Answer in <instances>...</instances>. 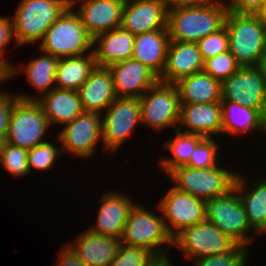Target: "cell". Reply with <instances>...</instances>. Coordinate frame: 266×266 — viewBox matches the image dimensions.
Listing matches in <instances>:
<instances>
[{"mask_svg":"<svg viewBox=\"0 0 266 266\" xmlns=\"http://www.w3.org/2000/svg\"><path fill=\"white\" fill-rule=\"evenodd\" d=\"M227 13V3L219 0L168 7L167 30L170 40L198 42L222 29Z\"/></svg>","mask_w":266,"mask_h":266,"instance_id":"6da1fadb","label":"cell"},{"mask_svg":"<svg viewBox=\"0 0 266 266\" xmlns=\"http://www.w3.org/2000/svg\"><path fill=\"white\" fill-rule=\"evenodd\" d=\"M225 27L229 51L241 67L262 66L266 56V30L254 14L228 11Z\"/></svg>","mask_w":266,"mask_h":266,"instance_id":"7a4b0ae2","label":"cell"},{"mask_svg":"<svg viewBox=\"0 0 266 266\" xmlns=\"http://www.w3.org/2000/svg\"><path fill=\"white\" fill-rule=\"evenodd\" d=\"M245 183V179L238 174L235 186L229 193L207 201L206 220L214 224L237 245L248 247L247 245L254 238L248 235L252 228L240 199L246 187Z\"/></svg>","mask_w":266,"mask_h":266,"instance_id":"3957f363","label":"cell"},{"mask_svg":"<svg viewBox=\"0 0 266 266\" xmlns=\"http://www.w3.org/2000/svg\"><path fill=\"white\" fill-rule=\"evenodd\" d=\"M77 1L70 0V6L45 32L39 44L41 51L64 58L83 55L93 48V38L73 9Z\"/></svg>","mask_w":266,"mask_h":266,"instance_id":"277c9868","label":"cell"},{"mask_svg":"<svg viewBox=\"0 0 266 266\" xmlns=\"http://www.w3.org/2000/svg\"><path fill=\"white\" fill-rule=\"evenodd\" d=\"M69 6L70 0H21L12 18L16 45L41 41Z\"/></svg>","mask_w":266,"mask_h":266,"instance_id":"5b68a950","label":"cell"},{"mask_svg":"<svg viewBox=\"0 0 266 266\" xmlns=\"http://www.w3.org/2000/svg\"><path fill=\"white\" fill-rule=\"evenodd\" d=\"M168 176L178 191L189 193L207 202L229 193L235 186L238 173L220 168L218 165L205 169L180 166L172 170Z\"/></svg>","mask_w":266,"mask_h":266,"instance_id":"8992f818","label":"cell"},{"mask_svg":"<svg viewBox=\"0 0 266 266\" xmlns=\"http://www.w3.org/2000/svg\"><path fill=\"white\" fill-rule=\"evenodd\" d=\"M161 215H154L150 210L136 203L130 210L121 242L144 248L152 254L164 252L159 247L162 244H168L165 248L168 251V248L173 246V237L167 231L163 214Z\"/></svg>","mask_w":266,"mask_h":266,"instance_id":"52a82bcc","label":"cell"},{"mask_svg":"<svg viewBox=\"0 0 266 266\" xmlns=\"http://www.w3.org/2000/svg\"><path fill=\"white\" fill-rule=\"evenodd\" d=\"M50 123L41 105L36 100L18 99L9 119L7 143L30 150L44 143Z\"/></svg>","mask_w":266,"mask_h":266,"instance_id":"ba28073f","label":"cell"},{"mask_svg":"<svg viewBox=\"0 0 266 266\" xmlns=\"http://www.w3.org/2000/svg\"><path fill=\"white\" fill-rule=\"evenodd\" d=\"M139 101L141 124L146 123L157 131L168 126L177 129L181 104L175 84L158 81L139 98Z\"/></svg>","mask_w":266,"mask_h":266,"instance_id":"9c48e42d","label":"cell"},{"mask_svg":"<svg viewBox=\"0 0 266 266\" xmlns=\"http://www.w3.org/2000/svg\"><path fill=\"white\" fill-rule=\"evenodd\" d=\"M221 100L259 110L266 117V73L263 66L241 67L221 83Z\"/></svg>","mask_w":266,"mask_h":266,"instance_id":"30bf717a","label":"cell"},{"mask_svg":"<svg viewBox=\"0 0 266 266\" xmlns=\"http://www.w3.org/2000/svg\"><path fill=\"white\" fill-rule=\"evenodd\" d=\"M235 245L232 239L208 220L184 228L173 238V246L179 247L185 257H195V260L229 252Z\"/></svg>","mask_w":266,"mask_h":266,"instance_id":"8fae6325","label":"cell"},{"mask_svg":"<svg viewBox=\"0 0 266 266\" xmlns=\"http://www.w3.org/2000/svg\"><path fill=\"white\" fill-rule=\"evenodd\" d=\"M102 115V142L105 150L116 151L141 123L139 98H116Z\"/></svg>","mask_w":266,"mask_h":266,"instance_id":"7c38bea8","label":"cell"},{"mask_svg":"<svg viewBox=\"0 0 266 266\" xmlns=\"http://www.w3.org/2000/svg\"><path fill=\"white\" fill-rule=\"evenodd\" d=\"M167 231L174 238L184 228L206 220V201L170 188L158 205ZM168 221V222H167Z\"/></svg>","mask_w":266,"mask_h":266,"instance_id":"4fadbf2b","label":"cell"},{"mask_svg":"<svg viewBox=\"0 0 266 266\" xmlns=\"http://www.w3.org/2000/svg\"><path fill=\"white\" fill-rule=\"evenodd\" d=\"M102 114L83 111L60 132L62 151L89 158L94 154L98 140L102 141Z\"/></svg>","mask_w":266,"mask_h":266,"instance_id":"5bb4252c","label":"cell"},{"mask_svg":"<svg viewBox=\"0 0 266 266\" xmlns=\"http://www.w3.org/2000/svg\"><path fill=\"white\" fill-rule=\"evenodd\" d=\"M166 0H126L121 27L133 35L167 29Z\"/></svg>","mask_w":266,"mask_h":266,"instance_id":"9a60e30c","label":"cell"},{"mask_svg":"<svg viewBox=\"0 0 266 266\" xmlns=\"http://www.w3.org/2000/svg\"><path fill=\"white\" fill-rule=\"evenodd\" d=\"M107 68L111 72L117 98H140L159 81L151 69L132 58L113 63Z\"/></svg>","mask_w":266,"mask_h":266,"instance_id":"2e32d148","label":"cell"},{"mask_svg":"<svg viewBox=\"0 0 266 266\" xmlns=\"http://www.w3.org/2000/svg\"><path fill=\"white\" fill-rule=\"evenodd\" d=\"M126 0H85L78 10L87 33L94 39L97 35L121 27L122 12Z\"/></svg>","mask_w":266,"mask_h":266,"instance_id":"e0dca14e","label":"cell"},{"mask_svg":"<svg viewBox=\"0 0 266 266\" xmlns=\"http://www.w3.org/2000/svg\"><path fill=\"white\" fill-rule=\"evenodd\" d=\"M103 195L95 227L88 229L102 236L121 239L130 210L135 204L129 196L117 191Z\"/></svg>","mask_w":266,"mask_h":266,"instance_id":"ac0fdd59","label":"cell"},{"mask_svg":"<svg viewBox=\"0 0 266 266\" xmlns=\"http://www.w3.org/2000/svg\"><path fill=\"white\" fill-rule=\"evenodd\" d=\"M203 68L204 61L197 42L171 40L159 81L174 84L181 78L203 71Z\"/></svg>","mask_w":266,"mask_h":266,"instance_id":"d6986e66","label":"cell"},{"mask_svg":"<svg viewBox=\"0 0 266 266\" xmlns=\"http://www.w3.org/2000/svg\"><path fill=\"white\" fill-rule=\"evenodd\" d=\"M21 100H36L42 107L49 123L65 125L83 112L78 91L53 87L41 97L17 95Z\"/></svg>","mask_w":266,"mask_h":266,"instance_id":"ffe728a7","label":"cell"},{"mask_svg":"<svg viewBox=\"0 0 266 266\" xmlns=\"http://www.w3.org/2000/svg\"><path fill=\"white\" fill-rule=\"evenodd\" d=\"M179 127L186 126L184 132L195 133L204 137L222 134V107L220 102L206 104H181Z\"/></svg>","mask_w":266,"mask_h":266,"instance_id":"44dd1931","label":"cell"},{"mask_svg":"<svg viewBox=\"0 0 266 266\" xmlns=\"http://www.w3.org/2000/svg\"><path fill=\"white\" fill-rule=\"evenodd\" d=\"M71 249L86 266H109L118 253L121 239L102 236L89 229L77 235Z\"/></svg>","mask_w":266,"mask_h":266,"instance_id":"7402d4cb","label":"cell"},{"mask_svg":"<svg viewBox=\"0 0 266 266\" xmlns=\"http://www.w3.org/2000/svg\"><path fill=\"white\" fill-rule=\"evenodd\" d=\"M78 93L83 111L101 114L117 98L110 70L96 66Z\"/></svg>","mask_w":266,"mask_h":266,"instance_id":"603a6c76","label":"cell"},{"mask_svg":"<svg viewBox=\"0 0 266 266\" xmlns=\"http://www.w3.org/2000/svg\"><path fill=\"white\" fill-rule=\"evenodd\" d=\"M170 41L167 29L135 35L132 59L140 61L160 77L165 68Z\"/></svg>","mask_w":266,"mask_h":266,"instance_id":"cb8c5ba5","label":"cell"},{"mask_svg":"<svg viewBox=\"0 0 266 266\" xmlns=\"http://www.w3.org/2000/svg\"><path fill=\"white\" fill-rule=\"evenodd\" d=\"M135 35L118 27L108 32L101 33L93 39V45L99 43L92 51L95 55L97 66L109 65L132 58Z\"/></svg>","mask_w":266,"mask_h":266,"instance_id":"d4e9b609","label":"cell"},{"mask_svg":"<svg viewBox=\"0 0 266 266\" xmlns=\"http://www.w3.org/2000/svg\"><path fill=\"white\" fill-rule=\"evenodd\" d=\"M177 87L180 104H206L221 101V82L204 71L179 79Z\"/></svg>","mask_w":266,"mask_h":266,"instance_id":"484cf974","label":"cell"},{"mask_svg":"<svg viewBox=\"0 0 266 266\" xmlns=\"http://www.w3.org/2000/svg\"><path fill=\"white\" fill-rule=\"evenodd\" d=\"M220 103L223 134H244L250 130L266 131V117L259 110L229 100H221Z\"/></svg>","mask_w":266,"mask_h":266,"instance_id":"4316f807","label":"cell"},{"mask_svg":"<svg viewBox=\"0 0 266 266\" xmlns=\"http://www.w3.org/2000/svg\"><path fill=\"white\" fill-rule=\"evenodd\" d=\"M60 58L55 73V87L78 91L97 66L93 51L88 54Z\"/></svg>","mask_w":266,"mask_h":266,"instance_id":"83f0119b","label":"cell"},{"mask_svg":"<svg viewBox=\"0 0 266 266\" xmlns=\"http://www.w3.org/2000/svg\"><path fill=\"white\" fill-rule=\"evenodd\" d=\"M175 132L176 137L174 140L166 141L163 144L164 148H169L168 150L173 155V157L161 159L160 161V166L166 174H169L177 167L185 166L189 162L197 144L204 138L202 135L182 132L179 129H175Z\"/></svg>","mask_w":266,"mask_h":266,"instance_id":"f1b7e54d","label":"cell"},{"mask_svg":"<svg viewBox=\"0 0 266 266\" xmlns=\"http://www.w3.org/2000/svg\"><path fill=\"white\" fill-rule=\"evenodd\" d=\"M40 52L42 55L30 60L24 71L28 81L42 96L53 89L51 86L55 83V73L60 58L43 51Z\"/></svg>","mask_w":266,"mask_h":266,"instance_id":"f546056e","label":"cell"},{"mask_svg":"<svg viewBox=\"0 0 266 266\" xmlns=\"http://www.w3.org/2000/svg\"><path fill=\"white\" fill-rule=\"evenodd\" d=\"M266 179V178H265ZM259 180L250 189V193H242L241 202L247 216L248 223L258 232L266 221V180Z\"/></svg>","mask_w":266,"mask_h":266,"instance_id":"4dcf8cb0","label":"cell"},{"mask_svg":"<svg viewBox=\"0 0 266 266\" xmlns=\"http://www.w3.org/2000/svg\"><path fill=\"white\" fill-rule=\"evenodd\" d=\"M0 164L16 177L30 174L28 150L7 142H4L0 148Z\"/></svg>","mask_w":266,"mask_h":266,"instance_id":"1f68e13d","label":"cell"},{"mask_svg":"<svg viewBox=\"0 0 266 266\" xmlns=\"http://www.w3.org/2000/svg\"><path fill=\"white\" fill-rule=\"evenodd\" d=\"M240 68L236 58L226 51L205 60L203 71L222 83Z\"/></svg>","mask_w":266,"mask_h":266,"instance_id":"d6a6232c","label":"cell"},{"mask_svg":"<svg viewBox=\"0 0 266 266\" xmlns=\"http://www.w3.org/2000/svg\"><path fill=\"white\" fill-rule=\"evenodd\" d=\"M61 150V148L59 150L49 141L28 150V166L30 172L32 171L31 168H35L38 171H48L52 168Z\"/></svg>","mask_w":266,"mask_h":266,"instance_id":"836d02e7","label":"cell"},{"mask_svg":"<svg viewBox=\"0 0 266 266\" xmlns=\"http://www.w3.org/2000/svg\"><path fill=\"white\" fill-rule=\"evenodd\" d=\"M216 141L212 137H204L193 150L189 162L185 166L192 168L205 169L217 166V147Z\"/></svg>","mask_w":266,"mask_h":266,"instance_id":"e575fe53","label":"cell"},{"mask_svg":"<svg viewBox=\"0 0 266 266\" xmlns=\"http://www.w3.org/2000/svg\"><path fill=\"white\" fill-rule=\"evenodd\" d=\"M247 249L236 244L229 252L197 259L194 266H246Z\"/></svg>","mask_w":266,"mask_h":266,"instance_id":"d590c367","label":"cell"},{"mask_svg":"<svg viewBox=\"0 0 266 266\" xmlns=\"http://www.w3.org/2000/svg\"><path fill=\"white\" fill-rule=\"evenodd\" d=\"M197 44L203 61L229 51V36L226 27L202 38Z\"/></svg>","mask_w":266,"mask_h":266,"instance_id":"8d00e7d4","label":"cell"},{"mask_svg":"<svg viewBox=\"0 0 266 266\" xmlns=\"http://www.w3.org/2000/svg\"><path fill=\"white\" fill-rule=\"evenodd\" d=\"M152 255L148 250L121 242L117 255L109 266H144Z\"/></svg>","mask_w":266,"mask_h":266,"instance_id":"74e56055","label":"cell"},{"mask_svg":"<svg viewBox=\"0 0 266 266\" xmlns=\"http://www.w3.org/2000/svg\"><path fill=\"white\" fill-rule=\"evenodd\" d=\"M18 96L0 91V142L6 141L9 119L14 103L18 100Z\"/></svg>","mask_w":266,"mask_h":266,"instance_id":"f35d334b","label":"cell"},{"mask_svg":"<svg viewBox=\"0 0 266 266\" xmlns=\"http://www.w3.org/2000/svg\"><path fill=\"white\" fill-rule=\"evenodd\" d=\"M14 32H13V26H12V20L7 17L0 16V58L5 60L7 64L11 67V77L14 74L20 73L19 68L17 66H14L13 64L9 63L7 59H4V49L7 44H9L11 38L13 39ZM7 60V61H6Z\"/></svg>","mask_w":266,"mask_h":266,"instance_id":"ab89813d","label":"cell"},{"mask_svg":"<svg viewBox=\"0 0 266 266\" xmlns=\"http://www.w3.org/2000/svg\"><path fill=\"white\" fill-rule=\"evenodd\" d=\"M265 0H230L228 11L235 14H255Z\"/></svg>","mask_w":266,"mask_h":266,"instance_id":"60d3db41","label":"cell"},{"mask_svg":"<svg viewBox=\"0 0 266 266\" xmlns=\"http://www.w3.org/2000/svg\"><path fill=\"white\" fill-rule=\"evenodd\" d=\"M61 249L58 262L56 261L58 266H86L69 245Z\"/></svg>","mask_w":266,"mask_h":266,"instance_id":"b9f144b4","label":"cell"},{"mask_svg":"<svg viewBox=\"0 0 266 266\" xmlns=\"http://www.w3.org/2000/svg\"><path fill=\"white\" fill-rule=\"evenodd\" d=\"M166 252L152 254L144 266H173Z\"/></svg>","mask_w":266,"mask_h":266,"instance_id":"7bdbcfd3","label":"cell"},{"mask_svg":"<svg viewBox=\"0 0 266 266\" xmlns=\"http://www.w3.org/2000/svg\"><path fill=\"white\" fill-rule=\"evenodd\" d=\"M210 0H166L168 7L181 5H196L206 3Z\"/></svg>","mask_w":266,"mask_h":266,"instance_id":"ee69618b","label":"cell"},{"mask_svg":"<svg viewBox=\"0 0 266 266\" xmlns=\"http://www.w3.org/2000/svg\"><path fill=\"white\" fill-rule=\"evenodd\" d=\"M11 76V67L0 58V83H3V81H6L7 79H10Z\"/></svg>","mask_w":266,"mask_h":266,"instance_id":"f6af8a7d","label":"cell"},{"mask_svg":"<svg viewBox=\"0 0 266 266\" xmlns=\"http://www.w3.org/2000/svg\"><path fill=\"white\" fill-rule=\"evenodd\" d=\"M254 15L259 19L266 30V0Z\"/></svg>","mask_w":266,"mask_h":266,"instance_id":"bcb514c9","label":"cell"},{"mask_svg":"<svg viewBox=\"0 0 266 266\" xmlns=\"http://www.w3.org/2000/svg\"><path fill=\"white\" fill-rule=\"evenodd\" d=\"M259 234L261 233H266V221L264 223V225L262 226V228L258 231Z\"/></svg>","mask_w":266,"mask_h":266,"instance_id":"7dc6e473","label":"cell"},{"mask_svg":"<svg viewBox=\"0 0 266 266\" xmlns=\"http://www.w3.org/2000/svg\"><path fill=\"white\" fill-rule=\"evenodd\" d=\"M265 69V73H266V56H265V59H264V62H263V65H262Z\"/></svg>","mask_w":266,"mask_h":266,"instance_id":"c3c4849f","label":"cell"}]
</instances>
